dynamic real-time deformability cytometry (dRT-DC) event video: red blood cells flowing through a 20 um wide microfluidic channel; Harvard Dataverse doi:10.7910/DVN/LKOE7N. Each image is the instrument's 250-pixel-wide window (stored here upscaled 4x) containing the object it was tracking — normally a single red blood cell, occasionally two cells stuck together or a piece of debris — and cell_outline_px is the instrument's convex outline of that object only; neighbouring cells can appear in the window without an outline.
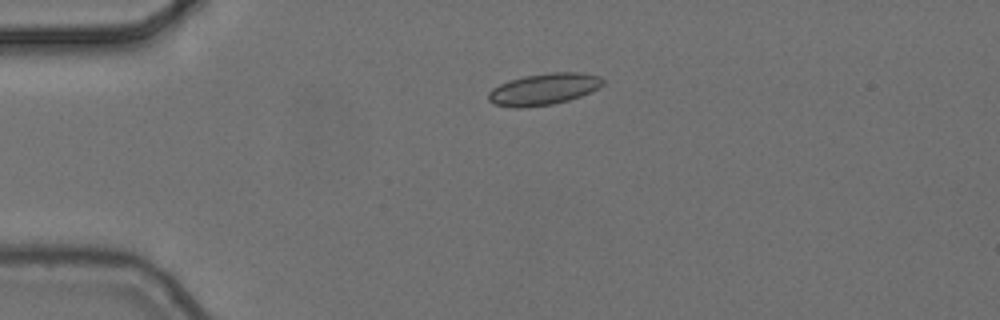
{"species": "common noctule bat (a hibernating species)", "species_latin": "Nyctalus noctula", "temperature_condition": "cold", "stored_images_in_passage": 4, "camera_frame_rate_fps": 3000, "um_per_image_px": 0.085, "animal": {"sex": "female", "body_mass_g": 24.6, "forearm_length_mm": 56.2}, "frame": {"image": 1, "passage_image": 3, "time_ms": 0.667, "image_size_px": [1000, 320], "cell_outline_px": [[604, 84], [600, 88], [580, 96], [568, 100], [552, 104], [524, 108], [512, 108], [492, 104], [488, 100], [488, 92], [492, 88], [500, 84], [524, 76], [552, 72], [580, 72], [600, 76], [604, 80]], "centroid_in_image_um": [46.22, 7.58], "position_along_channel_um": 38.8, "area_um2": 21.21}}